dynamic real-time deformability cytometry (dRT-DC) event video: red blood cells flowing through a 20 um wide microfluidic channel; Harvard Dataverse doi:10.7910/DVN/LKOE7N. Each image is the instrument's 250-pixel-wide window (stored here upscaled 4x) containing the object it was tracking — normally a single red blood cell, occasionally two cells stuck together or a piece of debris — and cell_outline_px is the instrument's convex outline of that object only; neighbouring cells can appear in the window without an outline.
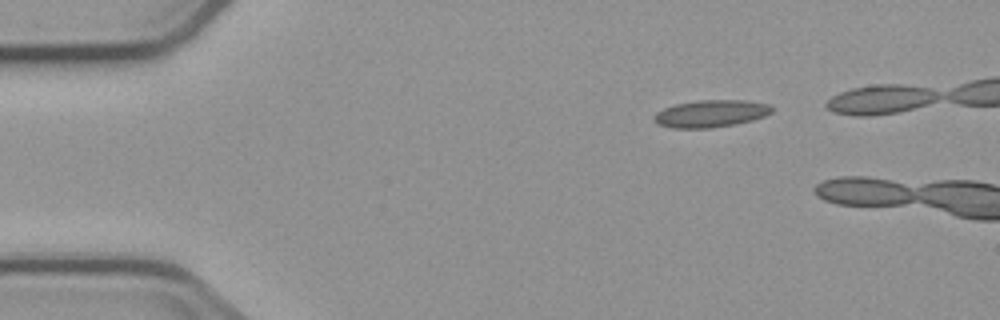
{"species": "common noctule bat (a hibernating species)", "species_latin": "Nyctalus noctula", "temperature_condition": "cold", "stored_images_in_passage": 4, "camera_frame_rate_fps": 3000, "um_per_image_px": 0.085, "animal": {"sex": "male", "body_mass_g": 23.1, "forearm_length_mm": 52.7}, "frame": {"image": 1, "passage_image": 4, "time_ms": 4.667, "image_size_px": [1000, 320], "cell_outline_px": [[772, 112], [764, 116], [752, 120], [736, 124], [708, 128], [672, 128], [660, 124], [652, 120], [652, 116], [656, 112], [664, 108], [676, 104], [700, 100], [744, 100], [768, 104], [772, 108]], "centroid_in_image_um": [60.39, 9.65], "position_along_channel_um": 24.6, "area_um2": 18.61}}